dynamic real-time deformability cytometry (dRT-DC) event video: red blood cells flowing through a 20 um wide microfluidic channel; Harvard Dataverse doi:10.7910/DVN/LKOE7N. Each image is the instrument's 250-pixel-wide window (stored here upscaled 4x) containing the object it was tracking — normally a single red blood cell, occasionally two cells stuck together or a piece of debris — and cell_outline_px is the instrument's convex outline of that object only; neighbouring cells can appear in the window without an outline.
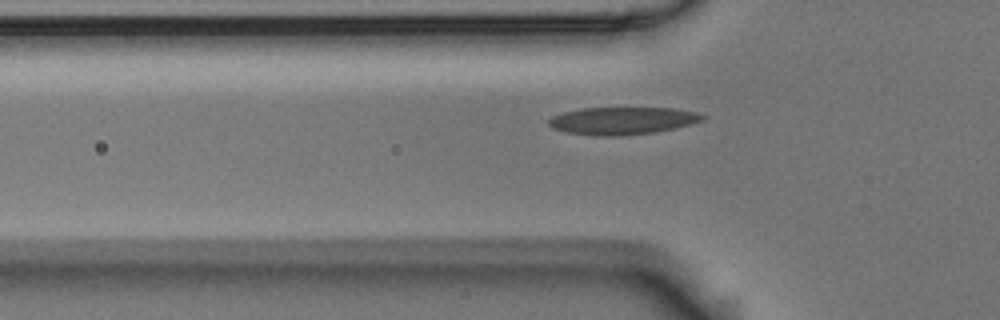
{"species": "Egyptian fruit bat (a non-hibernating species)", "species_latin": "Rousettus aegyptiacus", "temperature_condition": "room temperature", "stored_images_in_passage": 43, "camera_frame_rate_fps": 3000, "um_per_image_px": 0.085, "animal": {"sex": "male"}, "frame": {"image": 1, "passage_image": 3, "time_ms": 0.667, "image_size_px": [1000, 320], "cell_outline_px": [[708, 116], [704, 120], [656, 132], [620, 136], [600, 136], [568, 132], [552, 128], [548, 124], [548, 120], [552, 116], [564, 112], [584, 108], [672, 108], [696, 112]], "centroid_in_image_um": [52.91, 10.26], "position_along_channel_um": 72.9, "area_um2": 24.45}}
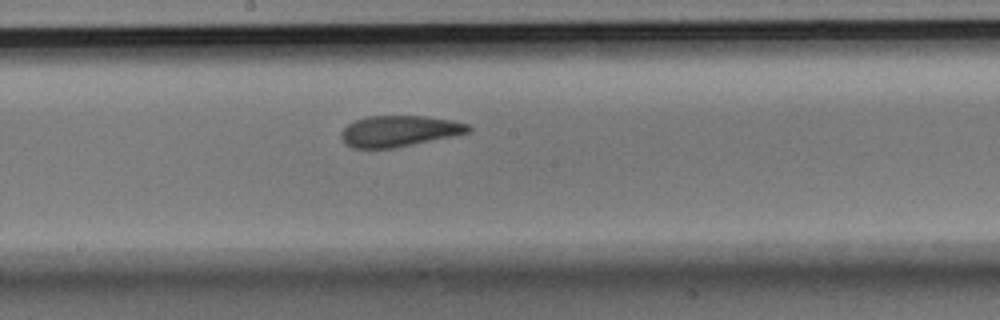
{"frame": {"image": 2, "passage_image": 15, "time_ms": 4.667, "image_size_px": [1000, 320], "cell_outline_px": [[472, 132], [396, 148], [352, 148], [344, 144], [340, 136], [344, 128], [348, 124], [356, 120], [368, 116], [424, 116], [452, 120], [468, 124], [472, 128]], "centroid_in_image_um": [33.94, 11.15], "position_along_channel_um": 214.3, "area_um2": 23.12}}
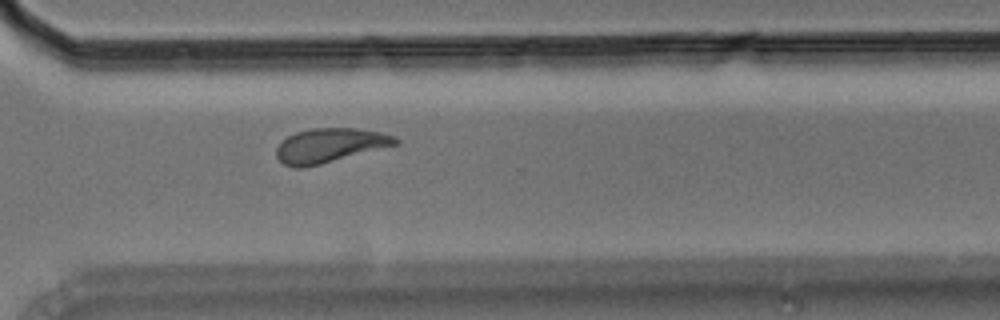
{"frame": {"image": 3, "passage_image": 26, "time_ms": 8.333, "image_size_px": [1000, 320], "cell_outline_px": [[400, 140], [396, 144], [320, 164], [304, 168], [296, 168], [284, 164], [276, 156], [276, 148], [288, 136], [296, 132], [312, 128], [356, 128], [380, 132], [396, 136]], "centroid_in_image_um": [28.01, 12.35], "position_along_channel_um": 342.6, "area_um2": 23.41}, "authors_computed_cell_mechanics": {"area_um2": 23.5246, "velocity_mm_per_s": 3.5058, "shape_relaxation_time_tau1_ms": 5.8857, "shape_relaxation_time_tau2_ms": 2.7911, "deformation_change_tau1": 0.1657, "deformation_change_tau2": 0.0716}}